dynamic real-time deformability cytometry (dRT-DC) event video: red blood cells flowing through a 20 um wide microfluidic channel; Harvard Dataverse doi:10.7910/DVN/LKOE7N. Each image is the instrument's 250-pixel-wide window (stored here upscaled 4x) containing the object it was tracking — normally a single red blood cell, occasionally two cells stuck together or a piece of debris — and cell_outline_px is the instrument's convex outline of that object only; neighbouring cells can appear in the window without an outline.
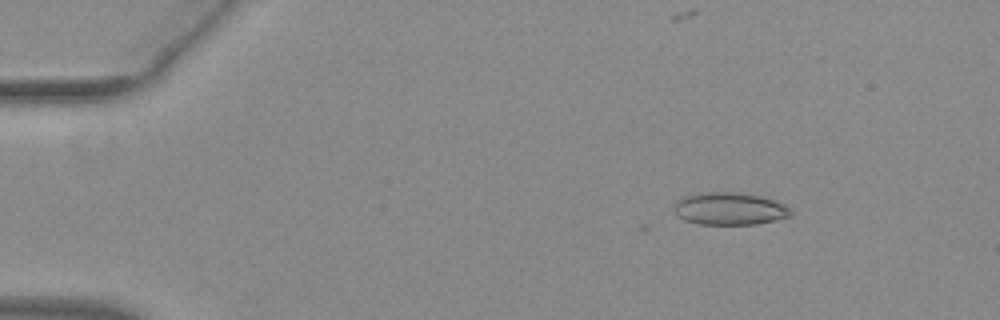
{"species": "common noctule bat (a hibernating species)", "species_latin": "Nyctalus noctula", "temperature_condition": "warm", "stored_images_in_passage": 45, "camera_frame_rate_fps": 3000, "um_per_image_px": 0.085, "animal": {"sex": "female", "body_mass_g": 29.2, "forearm_length_mm": 56.3}, "frame": {"image": 1, "passage_image": 2, "time_ms": 0.333, "image_size_px": [1000, 320], "cell_outline_px": [[792, 216], [756, 224], [700, 224], [684, 220], [672, 208], [676, 200], [680, 196], [700, 192], [744, 192], [764, 196], [784, 204], [792, 208]], "centroid_in_image_um": [62.02, 17.71], "position_along_channel_um": 23.0, "area_um2": 22.54}}
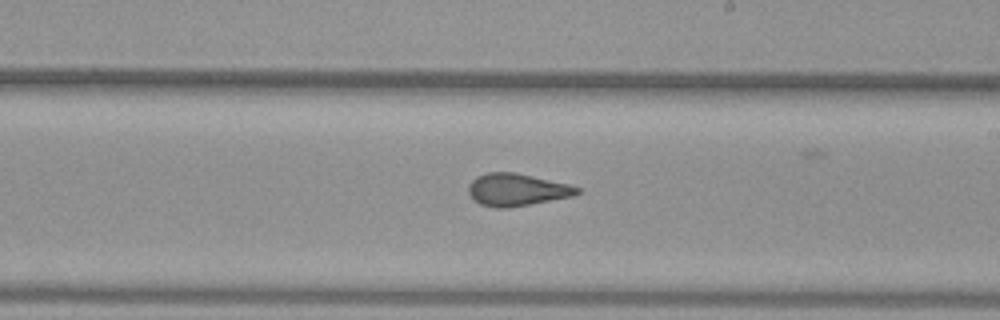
{"frame": {"image": 2, "passage_image": 26, "time_ms": 8.333, "image_size_px": [1000, 320], "cell_outline_px": [[580, 192], [572, 196], [508, 208], [496, 208], [480, 204], [472, 200], [468, 192], [468, 184], [476, 176], [488, 172], [516, 172], [568, 184], [580, 188]], "centroid_in_image_um": [43.87, 16.12], "position_along_channel_um": 245.1, "area_um2": 20.52}}
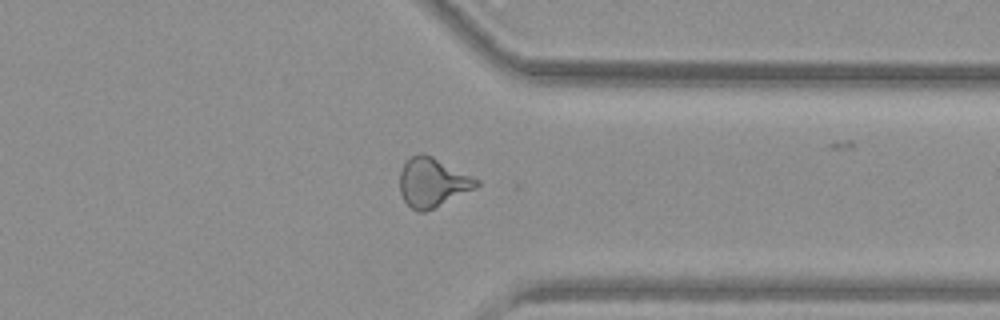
{"frame": {"image": 3, "passage_image": 36, "time_ms": 11.667, "image_size_px": [1000, 320], "cell_outline_px": [[480, 184], [476, 188], [424, 212], [420, 212], [412, 208], [404, 200], [400, 192], [400, 172], [404, 164], [412, 156], [420, 152], [424, 152], [480, 180]], "centroid_in_image_um": [36.76, 15.49], "position_along_channel_um": 374.6, "area_um2": 21.68}, "authors_computed_cell_mechanics": {"area_um2": 21.0392, "velocity_mm_per_s": 3.9499, "shape_relaxation_time_tau1_ms": null, "shape_relaxation_time_tau2_ms": 1.3581, "deformation_change_tau1": null, "deformation_change_tau2": 0.0796}}